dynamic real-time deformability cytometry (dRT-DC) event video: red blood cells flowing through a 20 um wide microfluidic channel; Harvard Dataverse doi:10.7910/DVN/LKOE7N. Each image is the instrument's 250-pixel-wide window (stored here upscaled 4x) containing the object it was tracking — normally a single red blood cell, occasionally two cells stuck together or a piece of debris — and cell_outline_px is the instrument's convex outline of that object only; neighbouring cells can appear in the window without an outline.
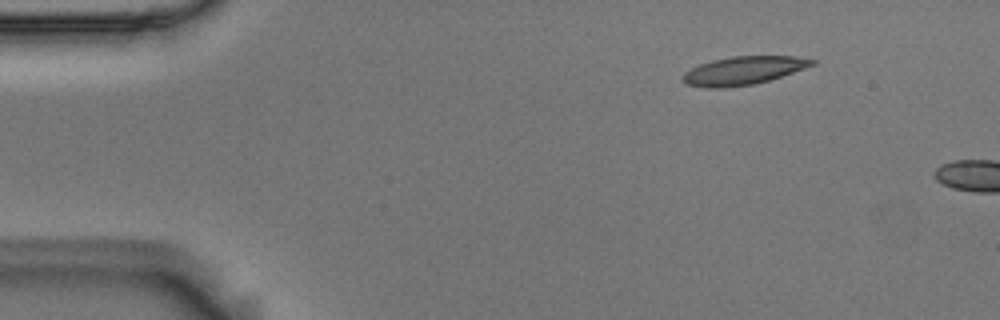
{"species": "Egyptian fruit bat (a non-hibernating species)", "species_latin": "Rousettus aegyptiacus", "temperature_condition": "room temperature", "stored_images_in_passage": 3, "camera_frame_rate_fps": 3000, "um_per_image_px": 0.085, "animal": {"sex": "male"}, "frame": {"image": 1, "passage_image": 2, "time_ms": 0.333, "image_size_px": [1000, 320], "cell_outline_px": [[816, 64], [756, 84], [724, 88], [708, 88], [684, 84], [680, 80], [680, 76], [684, 72], [700, 64], [712, 60], [732, 56], [796, 56], [816, 60]], "centroid_in_image_um": [63.12, 6.0], "position_along_channel_um": 21.9, "area_um2": 21.39}}